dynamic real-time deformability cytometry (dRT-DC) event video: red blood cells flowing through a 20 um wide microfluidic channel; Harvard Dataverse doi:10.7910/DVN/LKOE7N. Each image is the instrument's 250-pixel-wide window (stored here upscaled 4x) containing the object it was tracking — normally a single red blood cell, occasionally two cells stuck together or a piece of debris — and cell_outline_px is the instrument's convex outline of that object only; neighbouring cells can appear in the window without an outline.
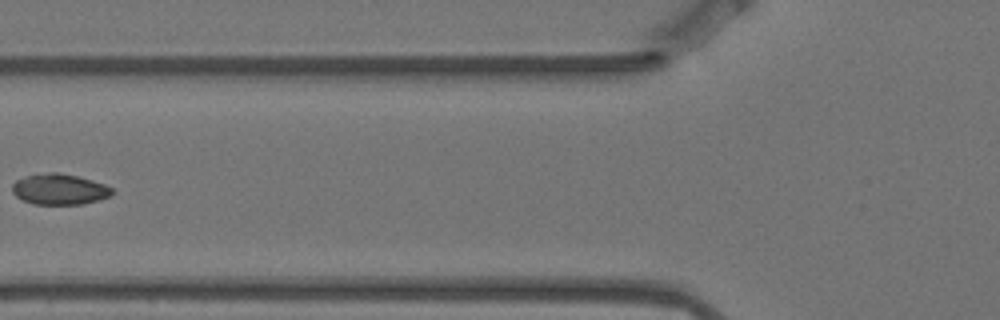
{"species": "Egyptian fruit bat (a non-hibernating species)", "species_latin": "Rousettus aegyptiacus", "temperature_condition": "warm", "stored_images_in_passage": 15, "segment_of_instrument_passage": [2, 2], "camera_frame_rate_fps": 3000, "um_per_image_px": 0.085, "animal": {"sex": "female"}, "frame": {"image": 1, "passage_image": 6, "time_ms": 1.667, "image_size_px": [1000, 320], "cell_outline_px": [[112, 196], [100, 200], [84, 204], [32, 204], [16, 196], [12, 192], [12, 184], [16, 180], [24, 176], [48, 172], [56, 172], [76, 176], [92, 180], [104, 184], [112, 188]], "centroid_in_image_um": [5.05, 16.09], "position_along_channel_um": 120.7, "area_um2": 17.98}}
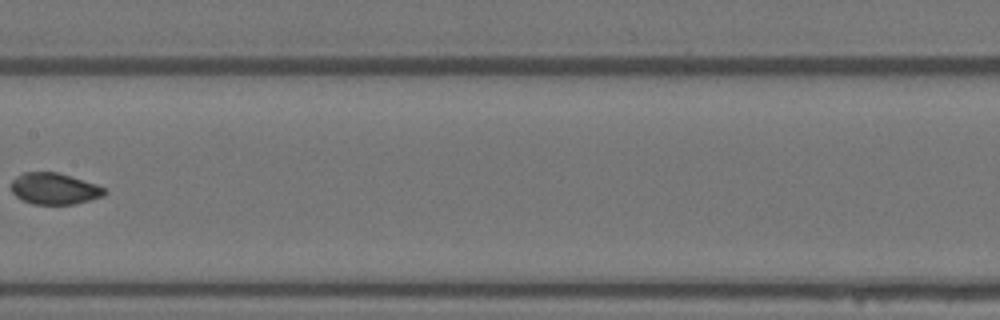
{"frame": {"image": 2, "passage_image": 8, "time_ms": 2.333, "image_size_px": [1000, 320], "cell_outline_px": [[108, 192], [104, 196], [72, 204], [32, 204], [20, 200], [12, 192], [12, 180], [16, 176], [24, 172], [56, 172], [96, 184], [108, 188]], "centroid_in_image_um": [4.63, 16.04], "position_along_channel_um": 202.8, "area_um2": 17.11}}
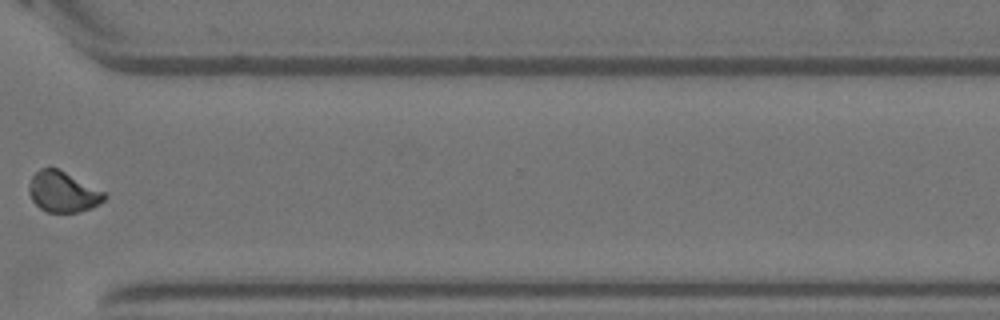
{"frame": {"image": 3, "passage_image": 12, "time_ms": 3.667, "image_size_px": [1000, 320], "cell_outline_px": [[108, 196], [104, 200], [92, 208], [76, 212], [48, 212], [40, 208], [32, 200], [28, 192], [28, 184], [32, 176], [40, 168], [56, 168], [104, 192]], "centroid_in_image_um": [5.31, 16.32], "position_along_channel_um": 365.3, "area_um2": 17.57}}